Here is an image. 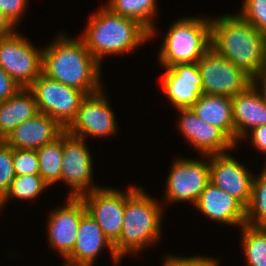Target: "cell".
<instances>
[{"mask_svg":"<svg viewBox=\"0 0 266 266\" xmlns=\"http://www.w3.org/2000/svg\"><path fill=\"white\" fill-rule=\"evenodd\" d=\"M211 47L251 78L266 67V36L239 14L213 18Z\"/></svg>","mask_w":266,"mask_h":266,"instance_id":"cell-2","label":"cell"},{"mask_svg":"<svg viewBox=\"0 0 266 266\" xmlns=\"http://www.w3.org/2000/svg\"><path fill=\"white\" fill-rule=\"evenodd\" d=\"M64 132L54 141L36 149L39 158V175L51 186L61 181Z\"/></svg>","mask_w":266,"mask_h":266,"instance_id":"cell-23","label":"cell"},{"mask_svg":"<svg viewBox=\"0 0 266 266\" xmlns=\"http://www.w3.org/2000/svg\"><path fill=\"white\" fill-rule=\"evenodd\" d=\"M66 206L51 211L48 222L49 244L65 259L71 254L82 216L87 212L81 197H68Z\"/></svg>","mask_w":266,"mask_h":266,"instance_id":"cell-14","label":"cell"},{"mask_svg":"<svg viewBox=\"0 0 266 266\" xmlns=\"http://www.w3.org/2000/svg\"><path fill=\"white\" fill-rule=\"evenodd\" d=\"M179 129L202 155L222 154L236 144L218 127L201 120L191 108L178 109Z\"/></svg>","mask_w":266,"mask_h":266,"instance_id":"cell-15","label":"cell"},{"mask_svg":"<svg viewBox=\"0 0 266 266\" xmlns=\"http://www.w3.org/2000/svg\"><path fill=\"white\" fill-rule=\"evenodd\" d=\"M15 175L39 174V158L34 149H13Z\"/></svg>","mask_w":266,"mask_h":266,"instance_id":"cell-30","label":"cell"},{"mask_svg":"<svg viewBox=\"0 0 266 266\" xmlns=\"http://www.w3.org/2000/svg\"><path fill=\"white\" fill-rule=\"evenodd\" d=\"M171 168L166 184V202L190 201L195 205L210 182L209 163L177 158Z\"/></svg>","mask_w":266,"mask_h":266,"instance_id":"cell-10","label":"cell"},{"mask_svg":"<svg viewBox=\"0 0 266 266\" xmlns=\"http://www.w3.org/2000/svg\"><path fill=\"white\" fill-rule=\"evenodd\" d=\"M235 126V144L247 136V129L266 124V104L251 84L245 91L231 98Z\"/></svg>","mask_w":266,"mask_h":266,"instance_id":"cell-20","label":"cell"},{"mask_svg":"<svg viewBox=\"0 0 266 266\" xmlns=\"http://www.w3.org/2000/svg\"><path fill=\"white\" fill-rule=\"evenodd\" d=\"M258 80L261 82H258ZM261 84L257 85V84ZM252 85L256 88V90L261 95L262 99L264 100L266 104V67L255 77L252 78ZM261 87V89H260Z\"/></svg>","mask_w":266,"mask_h":266,"instance_id":"cell-35","label":"cell"},{"mask_svg":"<svg viewBox=\"0 0 266 266\" xmlns=\"http://www.w3.org/2000/svg\"><path fill=\"white\" fill-rule=\"evenodd\" d=\"M28 88L34 94L38 111L55 119L64 130L74 120L80 103L87 96L83 91L50 79L43 73Z\"/></svg>","mask_w":266,"mask_h":266,"instance_id":"cell-6","label":"cell"},{"mask_svg":"<svg viewBox=\"0 0 266 266\" xmlns=\"http://www.w3.org/2000/svg\"><path fill=\"white\" fill-rule=\"evenodd\" d=\"M149 38L150 32L142 24L113 12L106 5L91 14L81 37L100 64L105 55L130 52Z\"/></svg>","mask_w":266,"mask_h":266,"instance_id":"cell-3","label":"cell"},{"mask_svg":"<svg viewBox=\"0 0 266 266\" xmlns=\"http://www.w3.org/2000/svg\"><path fill=\"white\" fill-rule=\"evenodd\" d=\"M164 69L162 83L166 97L176 109L191 108L203 94L197 63L176 64Z\"/></svg>","mask_w":266,"mask_h":266,"instance_id":"cell-16","label":"cell"},{"mask_svg":"<svg viewBox=\"0 0 266 266\" xmlns=\"http://www.w3.org/2000/svg\"><path fill=\"white\" fill-rule=\"evenodd\" d=\"M107 248L112 254L115 264L121 259L117 256L114 246L106 238L97 222L86 212L80 221L77 238L71 254L65 259L67 266H92L99 251Z\"/></svg>","mask_w":266,"mask_h":266,"instance_id":"cell-17","label":"cell"},{"mask_svg":"<svg viewBox=\"0 0 266 266\" xmlns=\"http://www.w3.org/2000/svg\"><path fill=\"white\" fill-rule=\"evenodd\" d=\"M28 0H0V10L16 26L27 6Z\"/></svg>","mask_w":266,"mask_h":266,"instance_id":"cell-32","label":"cell"},{"mask_svg":"<svg viewBox=\"0 0 266 266\" xmlns=\"http://www.w3.org/2000/svg\"><path fill=\"white\" fill-rule=\"evenodd\" d=\"M108 3L106 6L113 12L142 24L150 32V38L155 36L152 17L157 10L156 0H110Z\"/></svg>","mask_w":266,"mask_h":266,"instance_id":"cell-24","label":"cell"},{"mask_svg":"<svg viewBox=\"0 0 266 266\" xmlns=\"http://www.w3.org/2000/svg\"><path fill=\"white\" fill-rule=\"evenodd\" d=\"M15 26L9 21L5 14L0 10V37L7 36L15 32Z\"/></svg>","mask_w":266,"mask_h":266,"instance_id":"cell-36","label":"cell"},{"mask_svg":"<svg viewBox=\"0 0 266 266\" xmlns=\"http://www.w3.org/2000/svg\"><path fill=\"white\" fill-rule=\"evenodd\" d=\"M47 186L49 187L39 174L16 175L12 180L9 190L0 200V209H2L11 197H16V199L18 198L20 200L36 198Z\"/></svg>","mask_w":266,"mask_h":266,"instance_id":"cell-27","label":"cell"},{"mask_svg":"<svg viewBox=\"0 0 266 266\" xmlns=\"http://www.w3.org/2000/svg\"><path fill=\"white\" fill-rule=\"evenodd\" d=\"M15 176L13 148L5 140H0V200L9 190Z\"/></svg>","mask_w":266,"mask_h":266,"instance_id":"cell-28","label":"cell"},{"mask_svg":"<svg viewBox=\"0 0 266 266\" xmlns=\"http://www.w3.org/2000/svg\"><path fill=\"white\" fill-rule=\"evenodd\" d=\"M27 40L16 31L0 37V66L21 88H28L42 73L43 49Z\"/></svg>","mask_w":266,"mask_h":266,"instance_id":"cell-8","label":"cell"},{"mask_svg":"<svg viewBox=\"0 0 266 266\" xmlns=\"http://www.w3.org/2000/svg\"><path fill=\"white\" fill-rule=\"evenodd\" d=\"M38 113L34 94L29 88H20L9 99L0 102V140H5L18 125Z\"/></svg>","mask_w":266,"mask_h":266,"instance_id":"cell-21","label":"cell"},{"mask_svg":"<svg viewBox=\"0 0 266 266\" xmlns=\"http://www.w3.org/2000/svg\"><path fill=\"white\" fill-rule=\"evenodd\" d=\"M100 70L101 64L91 55L81 38H66L62 34L43 49L42 73L86 95L102 90Z\"/></svg>","mask_w":266,"mask_h":266,"instance_id":"cell-1","label":"cell"},{"mask_svg":"<svg viewBox=\"0 0 266 266\" xmlns=\"http://www.w3.org/2000/svg\"><path fill=\"white\" fill-rule=\"evenodd\" d=\"M134 186L123 193L112 188H98L81 196L87 213L97 222L106 238L114 245L120 237L124 221V206Z\"/></svg>","mask_w":266,"mask_h":266,"instance_id":"cell-9","label":"cell"},{"mask_svg":"<svg viewBox=\"0 0 266 266\" xmlns=\"http://www.w3.org/2000/svg\"><path fill=\"white\" fill-rule=\"evenodd\" d=\"M242 248L246 255L247 266H266V227H242Z\"/></svg>","mask_w":266,"mask_h":266,"instance_id":"cell-25","label":"cell"},{"mask_svg":"<svg viewBox=\"0 0 266 266\" xmlns=\"http://www.w3.org/2000/svg\"><path fill=\"white\" fill-rule=\"evenodd\" d=\"M246 224L266 227V168L252 182L251 198L246 207Z\"/></svg>","mask_w":266,"mask_h":266,"instance_id":"cell-26","label":"cell"},{"mask_svg":"<svg viewBox=\"0 0 266 266\" xmlns=\"http://www.w3.org/2000/svg\"><path fill=\"white\" fill-rule=\"evenodd\" d=\"M218 262L216 258L207 256L176 257L167 255L163 266H219L220 263Z\"/></svg>","mask_w":266,"mask_h":266,"instance_id":"cell-31","label":"cell"},{"mask_svg":"<svg viewBox=\"0 0 266 266\" xmlns=\"http://www.w3.org/2000/svg\"><path fill=\"white\" fill-rule=\"evenodd\" d=\"M83 138L64 131V150L62 158L61 181L72 188L68 197H81L96 190L92 184V159Z\"/></svg>","mask_w":266,"mask_h":266,"instance_id":"cell-11","label":"cell"},{"mask_svg":"<svg viewBox=\"0 0 266 266\" xmlns=\"http://www.w3.org/2000/svg\"><path fill=\"white\" fill-rule=\"evenodd\" d=\"M250 135L254 147L266 156V124L253 128Z\"/></svg>","mask_w":266,"mask_h":266,"instance_id":"cell-34","label":"cell"},{"mask_svg":"<svg viewBox=\"0 0 266 266\" xmlns=\"http://www.w3.org/2000/svg\"><path fill=\"white\" fill-rule=\"evenodd\" d=\"M202 79V93L233 97L245 91L252 78L212 47L197 61Z\"/></svg>","mask_w":266,"mask_h":266,"instance_id":"cell-7","label":"cell"},{"mask_svg":"<svg viewBox=\"0 0 266 266\" xmlns=\"http://www.w3.org/2000/svg\"><path fill=\"white\" fill-rule=\"evenodd\" d=\"M194 206L214 221L240 227L246 224V208L211 182L206 185Z\"/></svg>","mask_w":266,"mask_h":266,"instance_id":"cell-18","label":"cell"},{"mask_svg":"<svg viewBox=\"0 0 266 266\" xmlns=\"http://www.w3.org/2000/svg\"><path fill=\"white\" fill-rule=\"evenodd\" d=\"M20 88L16 81L0 66V102L9 99Z\"/></svg>","mask_w":266,"mask_h":266,"instance_id":"cell-33","label":"cell"},{"mask_svg":"<svg viewBox=\"0 0 266 266\" xmlns=\"http://www.w3.org/2000/svg\"><path fill=\"white\" fill-rule=\"evenodd\" d=\"M104 96L103 89L87 95L80 103L74 120L65 131L83 139L86 137L85 134L103 137L116 133V117Z\"/></svg>","mask_w":266,"mask_h":266,"instance_id":"cell-12","label":"cell"},{"mask_svg":"<svg viewBox=\"0 0 266 266\" xmlns=\"http://www.w3.org/2000/svg\"><path fill=\"white\" fill-rule=\"evenodd\" d=\"M65 130L52 117L38 113L33 118L18 125L5 141L13 149H39L54 141Z\"/></svg>","mask_w":266,"mask_h":266,"instance_id":"cell-19","label":"cell"},{"mask_svg":"<svg viewBox=\"0 0 266 266\" xmlns=\"http://www.w3.org/2000/svg\"><path fill=\"white\" fill-rule=\"evenodd\" d=\"M228 154L204 155L209 159L210 182L233 196L246 208L251 198L254 175L245 165Z\"/></svg>","mask_w":266,"mask_h":266,"instance_id":"cell-13","label":"cell"},{"mask_svg":"<svg viewBox=\"0 0 266 266\" xmlns=\"http://www.w3.org/2000/svg\"><path fill=\"white\" fill-rule=\"evenodd\" d=\"M210 21V17H187L173 22L160 47L161 66L197 63L211 48Z\"/></svg>","mask_w":266,"mask_h":266,"instance_id":"cell-5","label":"cell"},{"mask_svg":"<svg viewBox=\"0 0 266 266\" xmlns=\"http://www.w3.org/2000/svg\"><path fill=\"white\" fill-rule=\"evenodd\" d=\"M191 109L204 122L220 128L235 143L231 97L202 94Z\"/></svg>","mask_w":266,"mask_h":266,"instance_id":"cell-22","label":"cell"},{"mask_svg":"<svg viewBox=\"0 0 266 266\" xmlns=\"http://www.w3.org/2000/svg\"><path fill=\"white\" fill-rule=\"evenodd\" d=\"M141 188L137 186L125 200L122 230L113 245L120 259L127 253L144 250L160 238L163 209Z\"/></svg>","mask_w":266,"mask_h":266,"instance_id":"cell-4","label":"cell"},{"mask_svg":"<svg viewBox=\"0 0 266 266\" xmlns=\"http://www.w3.org/2000/svg\"><path fill=\"white\" fill-rule=\"evenodd\" d=\"M239 15L266 36V0H244Z\"/></svg>","mask_w":266,"mask_h":266,"instance_id":"cell-29","label":"cell"}]
</instances>
